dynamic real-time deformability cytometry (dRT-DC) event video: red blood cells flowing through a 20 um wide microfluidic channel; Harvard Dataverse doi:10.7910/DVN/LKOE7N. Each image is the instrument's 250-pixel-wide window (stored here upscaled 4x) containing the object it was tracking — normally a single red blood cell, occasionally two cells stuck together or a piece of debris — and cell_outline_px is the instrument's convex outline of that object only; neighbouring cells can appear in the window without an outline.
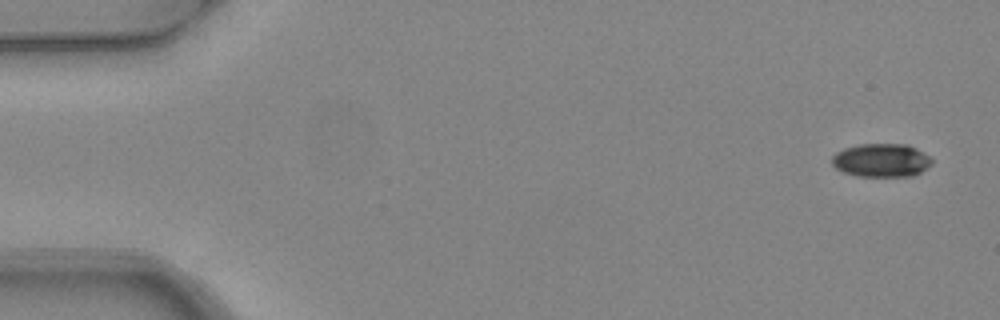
{"species": "common noctule bat (a hibernating species)", "species_latin": "Nyctalus noctula", "temperature_condition": "warm", "stored_images_in_passage": 4, "camera_frame_rate_fps": 3000, "um_per_image_px": 0.085, "animal": {"sex": "female", "body_mass_g": 24.6, "forearm_length_mm": 56.2}, "frame": {"image": 1, "passage_image": 1, "time_ms": 0.0, "image_size_px": [1000, 320], "cell_outline_px": [[932, 164], [920, 172], [912, 176], [856, 176], [844, 172], [836, 168], [832, 164], [832, 156], [836, 152], [844, 148], [860, 144], [908, 144], [916, 148], [928, 156], [932, 160]], "centroid_in_image_um": [74.9, 13.62], "position_along_channel_um": 10.1, "area_um2": 19.42}}
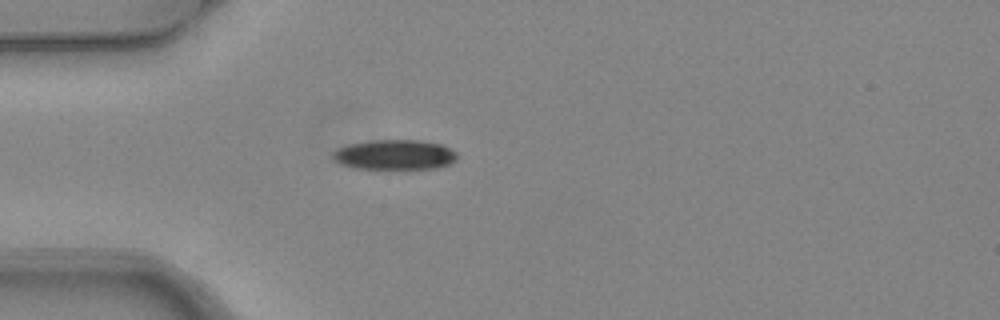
{"frame": {"image": 2, "passage_image": 4, "time_ms": 1.0, "image_size_px": [1000, 320], "cell_outline_px": [[456, 160], [440, 168], [356, 168], [340, 164], [332, 156], [332, 152], [336, 148], [348, 144], [372, 140], [420, 140], [440, 144], [456, 152]], "centroid_in_image_um": [33.52, 13.14], "position_along_channel_um": 51.5, "area_um2": 21.56}}